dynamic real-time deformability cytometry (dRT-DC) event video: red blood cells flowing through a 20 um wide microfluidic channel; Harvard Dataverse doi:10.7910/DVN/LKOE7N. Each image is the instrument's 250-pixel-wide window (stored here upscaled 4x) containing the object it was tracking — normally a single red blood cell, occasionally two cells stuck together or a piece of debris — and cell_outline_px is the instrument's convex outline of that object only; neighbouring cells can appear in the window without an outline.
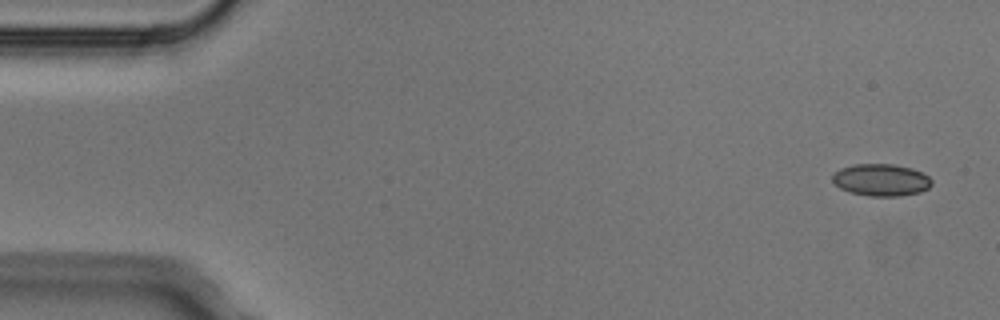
{"species": "Egyptian fruit bat (a non-hibernating species)", "species_latin": "Rousettus aegyptiacus", "temperature_condition": "cold", "stored_images_in_passage": 6, "camera_frame_rate_fps": 3000, "um_per_image_px": 0.085, "animal": {"sex": "male"}, "frame": {"image": 1, "passage_image": 1, "time_ms": 0.0, "image_size_px": [1000, 320], "cell_outline_px": [[932, 184], [928, 188], [920, 192], [900, 196], [868, 196], [852, 192], [840, 188], [832, 180], [832, 176], [840, 168], [856, 164], [892, 164], [912, 168], [928, 176], [932, 180]], "centroid_in_image_um": [74.91, 15.29], "position_along_channel_um": 10.1, "area_um2": 18.44}}
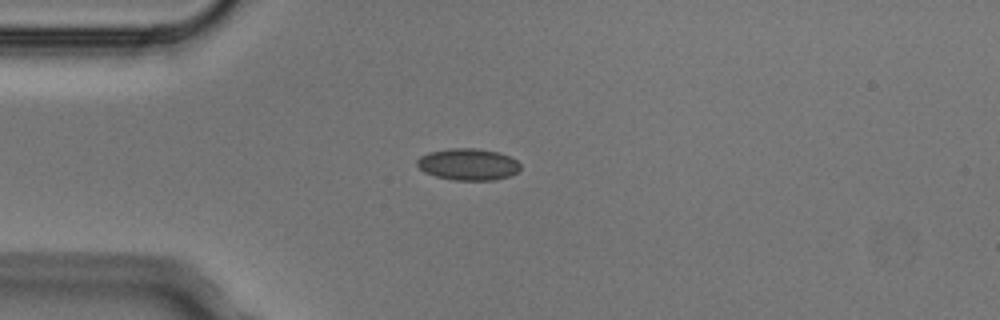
{"frame": {"image": 2, "passage_image": 4, "time_ms": 1.0, "image_size_px": [1000, 320], "cell_outline_px": [[520, 168], [516, 172], [508, 176], [492, 180], [452, 180], [436, 176], [424, 172], [416, 164], [416, 160], [420, 156], [428, 152], [448, 148], [476, 148], [500, 152], [516, 160], [520, 164]], "centroid_in_image_um": [39.76, 13.96], "position_along_channel_um": 45.2, "area_um2": 19.13}}